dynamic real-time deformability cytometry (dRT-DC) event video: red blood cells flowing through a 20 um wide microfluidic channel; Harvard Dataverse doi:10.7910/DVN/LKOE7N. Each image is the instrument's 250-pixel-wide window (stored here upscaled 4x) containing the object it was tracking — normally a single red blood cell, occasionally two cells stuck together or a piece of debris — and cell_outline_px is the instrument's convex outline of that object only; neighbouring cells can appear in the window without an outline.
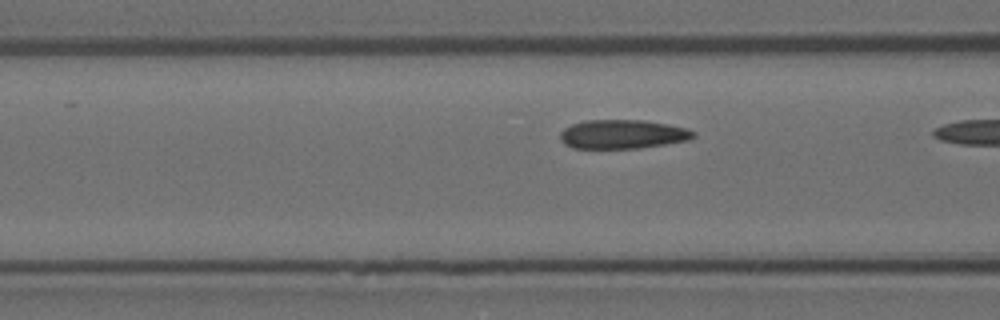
{"species": "Egyptian fruit bat (a non-hibernating species)", "species_latin": "Rousettus aegyptiacus", "temperature_condition": "room temperature", "stored_images_in_passage": 16, "camera_frame_rate_fps": 3000, "um_per_image_px": 0.085, "animal": {"sex": "female"}, "frame": {"image": 1, "passage_image": 15, "time_ms": 4.667, "image_size_px": [1000, 320], "cell_outline_px": [[696, 136], [688, 140], [640, 148], [572, 148], [564, 144], [560, 140], [560, 132], [564, 128], [572, 124], [584, 120], [644, 120], [668, 124], [688, 128], [696, 132]], "centroid_in_image_um": [52.92, 11.4], "position_along_channel_um": 113.7, "area_um2": 22.66}}